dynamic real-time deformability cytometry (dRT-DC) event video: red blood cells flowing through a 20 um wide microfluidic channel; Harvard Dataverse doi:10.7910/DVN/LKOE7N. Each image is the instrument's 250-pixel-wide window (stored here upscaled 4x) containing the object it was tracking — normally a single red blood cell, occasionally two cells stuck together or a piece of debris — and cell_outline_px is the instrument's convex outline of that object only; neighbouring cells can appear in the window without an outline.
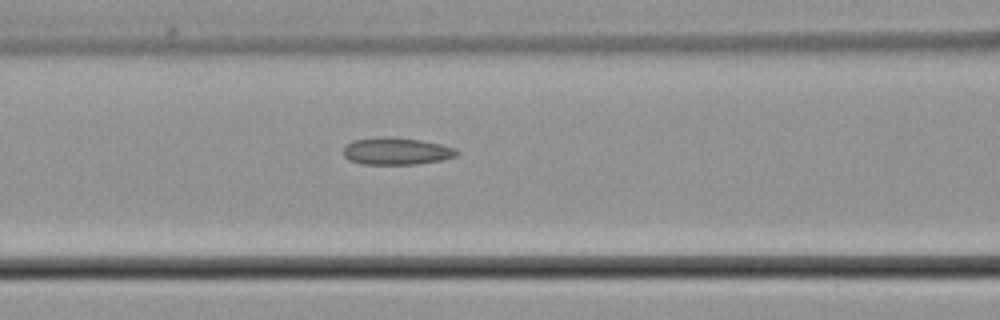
{"species": "common noctule bat (a hibernating species)", "species_latin": "Nyctalus noctula", "temperature_condition": "cold", "stored_images_in_passage": 9, "camera_frame_rate_fps": 3000, "um_per_image_px": 0.085, "animal": {"sex": "male", "body_mass_g": 21.5, "forearm_length_mm": 52.0}, "frame": {"image": 1, "passage_image": 9, "time_ms": 11.0, "image_size_px": [1000, 320], "cell_outline_px": [[460, 152], [456, 156], [440, 160], [416, 164], [360, 164], [348, 160], [344, 156], [344, 148], [352, 140], [380, 136], [388, 136], [420, 140], [440, 144], [456, 148]], "centroid_in_image_um": [33.68, 12.84], "position_along_channel_um": 132.9, "area_um2": 18.03}}